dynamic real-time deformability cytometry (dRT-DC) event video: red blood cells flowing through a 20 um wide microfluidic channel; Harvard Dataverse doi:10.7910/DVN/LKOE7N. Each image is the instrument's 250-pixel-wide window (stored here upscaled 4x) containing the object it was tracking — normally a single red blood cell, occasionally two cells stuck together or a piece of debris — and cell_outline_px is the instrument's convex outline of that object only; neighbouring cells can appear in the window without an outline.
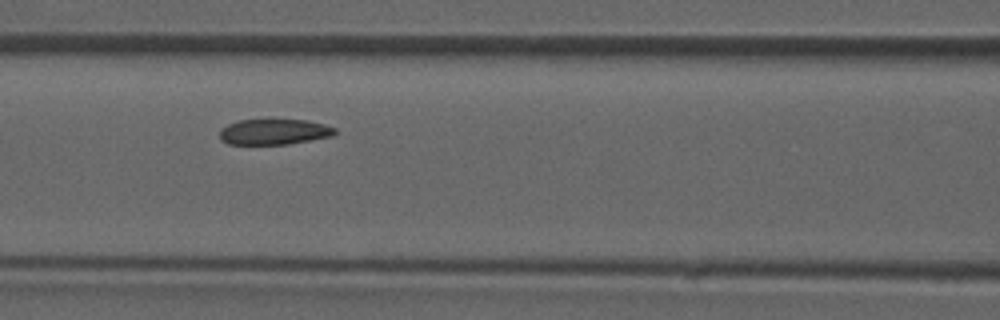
{"species": "common noctule bat (a hibernating species)", "species_latin": "Nyctalus noctula", "temperature_condition": "room temperature", "stored_images_in_passage": 34, "camera_frame_rate_fps": 3000, "um_per_image_px": 0.085, "animal": {"sex": "male", "forearm_length_mm": 52.5}, "frame": {"image": 1, "passage_image": 15, "time_ms": 4.667, "image_size_px": [1000, 320], "cell_outline_px": [[336, 132], [332, 136], [288, 144], [228, 144], [220, 140], [220, 128], [228, 124], [240, 120], [308, 120], [324, 124], [336, 128]], "centroid_in_image_um": [23.28, 11.2], "position_along_channel_um": 143.3, "area_um2": 17.17}}